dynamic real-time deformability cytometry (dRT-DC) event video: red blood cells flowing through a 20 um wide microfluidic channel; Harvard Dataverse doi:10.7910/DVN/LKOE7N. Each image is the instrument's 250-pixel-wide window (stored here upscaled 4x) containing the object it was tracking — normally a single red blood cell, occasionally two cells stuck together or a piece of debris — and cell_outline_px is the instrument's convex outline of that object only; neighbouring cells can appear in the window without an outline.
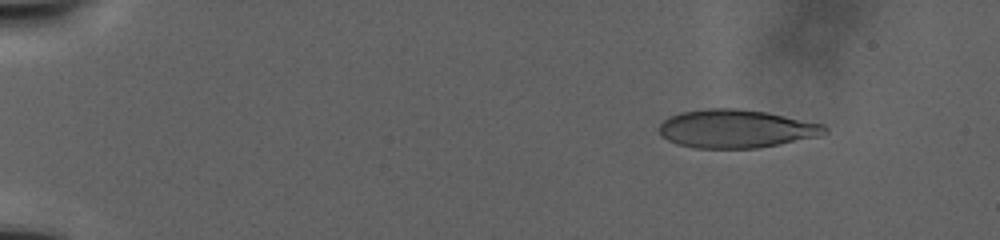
{"species": "human", "species_latin": "Homo sapiens", "temperature_condition": "warm", "stored_images_in_passage": 56, "camera_frame_rate_fps": 3000, "um_per_image_px": 0.085, "donor": {"sex": "male"}, "frame": {"image": 1, "passage_image": 8, "time_ms": 5.0, "image_size_px": [1000, 240], "cell_outline_px": [[828, 132], [820, 136], [780, 144], [756, 148], [696, 148], [676, 144], [660, 136], [660, 124], [668, 116], [680, 112], [708, 108], [736, 108], [768, 112], [824, 124], [828, 128]], "centroid_in_image_um": [62.58, 10.94], "position_along_channel_um": 22.4, "area_um2": 37.22}}
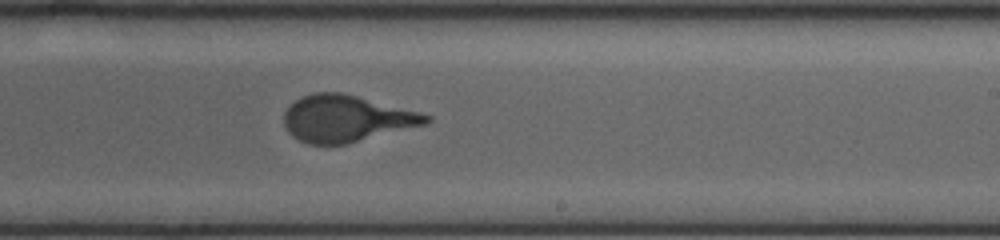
{"frame": {"image": 2, "passage_image": 35, "time_ms": 27.0, "image_size_px": [1000, 240], "cell_outline_px": [[432, 120], [428, 124], [348, 144], [308, 144], [292, 136], [288, 132], [284, 124], [284, 112], [300, 96], [316, 92], [340, 92], [420, 112], [432, 116]], "centroid_in_image_um": [29.46, 10.09], "position_along_channel_um": 259.5, "area_um2": 38.67}}
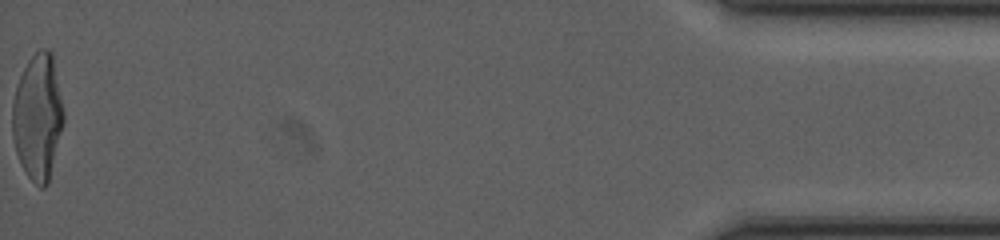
{"frame": {"image": 3, "passage_image": 56, "time_ms": 42.333, "image_size_px": [1000, 240], "cell_outline_px": [[64, 120], [48, 184], [44, 188], [40, 188], [28, 176], [20, 164], [16, 152], [12, 136], [12, 104], [16, 88], [20, 76], [28, 60], [40, 48], [48, 48], [52, 52], [64, 112]], "centroid_in_image_um": [3.21, 9.94], "position_along_channel_um": 432.0, "area_um2": 37.63}}